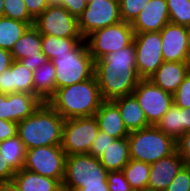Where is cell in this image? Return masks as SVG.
<instances>
[{"mask_svg":"<svg viewBox=\"0 0 190 191\" xmlns=\"http://www.w3.org/2000/svg\"><path fill=\"white\" fill-rule=\"evenodd\" d=\"M94 116L99 130L115 139L128 137L129 132L123 123L120 110L112 100H103Z\"/></svg>","mask_w":190,"mask_h":191,"instance_id":"cell-18","label":"cell"},{"mask_svg":"<svg viewBox=\"0 0 190 191\" xmlns=\"http://www.w3.org/2000/svg\"><path fill=\"white\" fill-rule=\"evenodd\" d=\"M190 131V108H183V134Z\"/></svg>","mask_w":190,"mask_h":191,"instance_id":"cell-48","label":"cell"},{"mask_svg":"<svg viewBox=\"0 0 190 191\" xmlns=\"http://www.w3.org/2000/svg\"><path fill=\"white\" fill-rule=\"evenodd\" d=\"M66 156L61 145L34 147L26 151L23 169L57 179L62 184Z\"/></svg>","mask_w":190,"mask_h":191,"instance_id":"cell-9","label":"cell"},{"mask_svg":"<svg viewBox=\"0 0 190 191\" xmlns=\"http://www.w3.org/2000/svg\"><path fill=\"white\" fill-rule=\"evenodd\" d=\"M0 191H21L14 180L0 183Z\"/></svg>","mask_w":190,"mask_h":191,"instance_id":"cell-47","label":"cell"},{"mask_svg":"<svg viewBox=\"0 0 190 191\" xmlns=\"http://www.w3.org/2000/svg\"><path fill=\"white\" fill-rule=\"evenodd\" d=\"M162 55L165 62H185L189 54L187 46V28L168 23L160 31Z\"/></svg>","mask_w":190,"mask_h":191,"instance_id":"cell-14","label":"cell"},{"mask_svg":"<svg viewBox=\"0 0 190 191\" xmlns=\"http://www.w3.org/2000/svg\"><path fill=\"white\" fill-rule=\"evenodd\" d=\"M184 165L177 150L173 154L151 163L147 190L164 191Z\"/></svg>","mask_w":190,"mask_h":191,"instance_id":"cell-15","label":"cell"},{"mask_svg":"<svg viewBox=\"0 0 190 191\" xmlns=\"http://www.w3.org/2000/svg\"><path fill=\"white\" fill-rule=\"evenodd\" d=\"M31 25L27 22L7 17L0 18V48L11 51L14 44Z\"/></svg>","mask_w":190,"mask_h":191,"instance_id":"cell-27","label":"cell"},{"mask_svg":"<svg viewBox=\"0 0 190 191\" xmlns=\"http://www.w3.org/2000/svg\"><path fill=\"white\" fill-rule=\"evenodd\" d=\"M99 161L107 171H122L130 161L128 138L114 139L99 157Z\"/></svg>","mask_w":190,"mask_h":191,"instance_id":"cell-21","label":"cell"},{"mask_svg":"<svg viewBox=\"0 0 190 191\" xmlns=\"http://www.w3.org/2000/svg\"><path fill=\"white\" fill-rule=\"evenodd\" d=\"M103 101L95 75L76 84L56 89L47 103L64 119L91 117Z\"/></svg>","mask_w":190,"mask_h":191,"instance_id":"cell-2","label":"cell"},{"mask_svg":"<svg viewBox=\"0 0 190 191\" xmlns=\"http://www.w3.org/2000/svg\"><path fill=\"white\" fill-rule=\"evenodd\" d=\"M13 58L9 50L0 48V74L10 68Z\"/></svg>","mask_w":190,"mask_h":191,"instance_id":"cell-44","label":"cell"},{"mask_svg":"<svg viewBox=\"0 0 190 191\" xmlns=\"http://www.w3.org/2000/svg\"><path fill=\"white\" fill-rule=\"evenodd\" d=\"M13 60L24 58L41 57L42 53V34L32 25L24 35L14 44L11 49Z\"/></svg>","mask_w":190,"mask_h":191,"instance_id":"cell-22","label":"cell"},{"mask_svg":"<svg viewBox=\"0 0 190 191\" xmlns=\"http://www.w3.org/2000/svg\"><path fill=\"white\" fill-rule=\"evenodd\" d=\"M26 151L18 135L0 142V154L15 172L24 168Z\"/></svg>","mask_w":190,"mask_h":191,"instance_id":"cell-26","label":"cell"},{"mask_svg":"<svg viewBox=\"0 0 190 191\" xmlns=\"http://www.w3.org/2000/svg\"><path fill=\"white\" fill-rule=\"evenodd\" d=\"M98 131L95 116L65 119L61 147L67 156L88 154Z\"/></svg>","mask_w":190,"mask_h":191,"instance_id":"cell-8","label":"cell"},{"mask_svg":"<svg viewBox=\"0 0 190 191\" xmlns=\"http://www.w3.org/2000/svg\"><path fill=\"white\" fill-rule=\"evenodd\" d=\"M173 102L180 108H190V75H188L183 83L173 94Z\"/></svg>","mask_w":190,"mask_h":191,"instance_id":"cell-36","label":"cell"},{"mask_svg":"<svg viewBox=\"0 0 190 191\" xmlns=\"http://www.w3.org/2000/svg\"><path fill=\"white\" fill-rule=\"evenodd\" d=\"M56 74V89L86 81L94 76L95 61L83 39L69 54L52 60Z\"/></svg>","mask_w":190,"mask_h":191,"instance_id":"cell-5","label":"cell"},{"mask_svg":"<svg viewBox=\"0 0 190 191\" xmlns=\"http://www.w3.org/2000/svg\"><path fill=\"white\" fill-rule=\"evenodd\" d=\"M4 17L34 25L35 20L29 15L24 0H3Z\"/></svg>","mask_w":190,"mask_h":191,"instance_id":"cell-32","label":"cell"},{"mask_svg":"<svg viewBox=\"0 0 190 191\" xmlns=\"http://www.w3.org/2000/svg\"><path fill=\"white\" fill-rule=\"evenodd\" d=\"M186 64H187L188 74L190 75V53L187 56Z\"/></svg>","mask_w":190,"mask_h":191,"instance_id":"cell-52","label":"cell"},{"mask_svg":"<svg viewBox=\"0 0 190 191\" xmlns=\"http://www.w3.org/2000/svg\"><path fill=\"white\" fill-rule=\"evenodd\" d=\"M150 0H123L120 4L122 21L132 23Z\"/></svg>","mask_w":190,"mask_h":191,"instance_id":"cell-33","label":"cell"},{"mask_svg":"<svg viewBox=\"0 0 190 191\" xmlns=\"http://www.w3.org/2000/svg\"><path fill=\"white\" fill-rule=\"evenodd\" d=\"M177 151L185 165H190V131L185 132L177 141Z\"/></svg>","mask_w":190,"mask_h":191,"instance_id":"cell-38","label":"cell"},{"mask_svg":"<svg viewBox=\"0 0 190 191\" xmlns=\"http://www.w3.org/2000/svg\"><path fill=\"white\" fill-rule=\"evenodd\" d=\"M42 35L63 38H83L78 29L77 18L63 6H49L34 22Z\"/></svg>","mask_w":190,"mask_h":191,"instance_id":"cell-13","label":"cell"},{"mask_svg":"<svg viewBox=\"0 0 190 191\" xmlns=\"http://www.w3.org/2000/svg\"><path fill=\"white\" fill-rule=\"evenodd\" d=\"M13 180L21 191H58L62 184L57 179L21 169L15 173Z\"/></svg>","mask_w":190,"mask_h":191,"instance_id":"cell-25","label":"cell"},{"mask_svg":"<svg viewBox=\"0 0 190 191\" xmlns=\"http://www.w3.org/2000/svg\"><path fill=\"white\" fill-rule=\"evenodd\" d=\"M62 6L74 17H78L86 9L85 0H62Z\"/></svg>","mask_w":190,"mask_h":191,"instance_id":"cell-40","label":"cell"},{"mask_svg":"<svg viewBox=\"0 0 190 191\" xmlns=\"http://www.w3.org/2000/svg\"><path fill=\"white\" fill-rule=\"evenodd\" d=\"M42 103L33 94L19 92L9 94V121L19 123L32 115Z\"/></svg>","mask_w":190,"mask_h":191,"instance_id":"cell-24","label":"cell"},{"mask_svg":"<svg viewBox=\"0 0 190 191\" xmlns=\"http://www.w3.org/2000/svg\"><path fill=\"white\" fill-rule=\"evenodd\" d=\"M188 75L185 62L164 61L149 80L162 90L174 94Z\"/></svg>","mask_w":190,"mask_h":191,"instance_id":"cell-19","label":"cell"},{"mask_svg":"<svg viewBox=\"0 0 190 191\" xmlns=\"http://www.w3.org/2000/svg\"><path fill=\"white\" fill-rule=\"evenodd\" d=\"M132 95L144 111L148 123L154 126L174 103L173 94L162 90L149 79H141Z\"/></svg>","mask_w":190,"mask_h":191,"instance_id":"cell-10","label":"cell"},{"mask_svg":"<svg viewBox=\"0 0 190 191\" xmlns=\"http://www.w3.org/2000/svg\"><path fill=\"white\" fill-rule=\"evenodd\" d=\"M86 1V3L88 4V3H90V2H94L95 0H85Z\"/></svg>","mask_w":190,"mask_h":191,"instance_id":"cell-54","label":"cell"},{"mask_svg":"<svg viewBox=\"0 0 190 191\" xmlns=\"http://www.w3.org/2000/svg\"><path fill=\"white\" fill-rule=\"evenodd\" d=\"M135 32L131 23L120 21L116 24L100 28L88 35L85 40L94 61L106 54L120 51L132 44Z\"/></svg>","mask_w":190,"mask_h":191,"instance_id":"cell-7","label":"cell"},{"mask_svg":"<svg viewBox=\"0 0 190 191\" xmlns=\"http://www.w3.org/2000/svg\"><path fill=\"white\" fill-rule=\"evenodd\" d=\"M26 69L36 71L42 64L47 62L46 56L43 54L41 57L24 58L19 60Z\"/></svg>","mask_w":190,"mask_h":191,"instance_id":"cell-43","label":"cell"},{"mask_svg":"<svg viewBox=\"0 0 190 191\" xmlns=\"http://www.w3.org/2000/svg\"><path fill=\"white\" fill-rule=\"evenodd\" d=\"M168 23L167 0H150L131 26L135 33L160 32Z\"/></svg>","mask_w":190,"mask_h":191,"instance_id":"cell-16","label":"cell"},{"mask_svg":"<svg viewBox=\"0 0 190 191\" xmlns=\"http://www.w3.org/2000/svg\"><path fill=\"white\" fill-rule=\"evenodd\" d=\"M34 71L28 70L20 61L13 60L10 68L0 74V92L4 94L28 93L34 95Z\"/></svg>","mask_w":190,"mask_h":191,"instance_id":"cell-17","label":"cell"},{"mask_svg":"<svg viewBox=\"0 0 190 191\" xmlns=\"http://www.w3.org/2000/svg\"><path fill=\"white\" fill-rule=\"evenodd\" d=\"M77 21L79 32L85 39L97 29L122 21L120 4L116 0H95L87 4Z\"/></svg>","mask_w":190,"mask_h":191,"instance_id":"cell-12","label":"cell"},{"mask_svg":"<svg viewBox=\"0 0 190 191\" xmlns=\"http://www.w3.org/2000/svg\"><path fill=\"white\" fill-rule=\"evenodd\" d=\"M127 138L130 159L149 164L177 150L176 141L154 125L130 132Z\"/></svg>","mask_w":190,"mask_h":191,"instance_id":"cell-4","label":"cell"},{"mask_svg":"<svg viewBox=\"0 0 190 191\" xmlns=\"http://www.w3.org/2000/svg\"><path fill=\"white\" fill-rule=\"evenodd\" d=\"M29 15L35 20L48 7L47 0H24Z\"/></svg>","mask_w":190,"mask_h":191,"instance_id":"cell-39","label":"cell"},{"mask_svg":"<svg viewBox=\"0 0 190 191\" xmlns=\"http://www.w3.org/2000/svg\"><path fill=\"white\" fill-rule=\"evenodd\" d=\"M187 28V46H188V51L190 53V25Z\"/></svg>","mask_w":190,"mask_h":191,"instance_id":"cell-50","label":"cell"},{"mask_svg":"<svg viewBox=\"0 0 190 191\" xmlns=\"http://www.w3.org/2000/svg\"><path fill=\"white\" fill-rule=\"evenodd\" d=\"M0 119L9 121V94L0 92Z\"/></svg>","mask_w":190,"mask_h":191,"instance_id":"cell-45","label":"cell"},{"mask_svg":"<svg viewBox=\"0 0 190 191\" xmlns=\"http://www.w3.org/2000/svg\"><path fill=\"white\" fill-rule=\"evenodd\" d=\"M34 95L43 103L47 102L56 91V74L52 61L48 60L34 71Z\"/></svg>","mask_w":190,"mask_h":191,"instance_id":"cell-23","label":"cell"},{"mask_svg":"<svg viewBox=\"0 0 190 191\" xmlns=\"http://www.w3.org/2000/svg\"><path fill=\"white\" fill-rule=\"evenodd\" d=\"M64 122L65 119L44 102L32 115L17 123V135L26 150L61 145Z\"/></svg>","mask_w":190,"mask_h":191,"instance_id":"cell-3","label":"cell"},{"mask_svg":"<svg viewBox=\"0 0 190 191\" xmlns=\"http://www.w3.org/2000/svg\"><path fill=\"white\" fill-rule=\"evenodd\" d=\"M122 172L134 191L147 190L150 164L130 159Z\"/></svg>","mask_w":190,"mask_h":191,"instance_id":"cell-29","label":"cell"},{"mask_svg":"<svg viewBox=\"0 0 190 191\" xmlns=\"http://www.w3.org/2000/svg\"><path fill=\"white\" fill-rule=\"evenodd\" d=\"M84 38H63L42 35V53L52 61L59 55L69 54Z\"/></svg>","mask_w":190,"mask_h":191,"instance_id":"cell-28","label":"cell"},{"mask_svg":"<svg viewBox=\"0 0 190 191\" xmlns=\"http://www.w3.org/2000/svg\"><path fill=\"white\" fill-rule=\"evenodd\" d=\"M107 173L99 158L89 154L69 155L66 156L62 186L69 191H76L82 185H102L107 183Z\"/></svg>","mask_w":190,"mask_h":191,"instance_id":"cell-6","label":"cell"},{"mask_svg":"<svg viewBox=\"0 0 190 191\" xmlns=\"http://www.w3.org/2000/svg\"><path fill=\"white\" fill-rule=\"evenodd\" d=\"M4 17V3L3 0H0V18Z\"/></svg>","mask_w":190,"mask_h":191,"instance_id":"cell-51","label":"cell"},{"mask_svg":"<svg viewBox=\"0 0 190 191\" xmlns=\"http://www.w3.org/2000/svg\"><path fill=\"white\" fill-rule=\"evenodd\" d=\"M15 173L11 166L3 159L2 154H0V183L13 180Z\"/></svg>","mask_w":190,"mask_h":191,"instance_id":"cell-42","label":"cell"},{"mask_svg":"<svg viewBox=\"0 0 190 191\" xmlns=\"http://www.w3.org/2000/svg\"><path fill=\"white\" fill-rule=\"evenodd\" d=\"M76 191H109V188L108 183H102V185H82Z\"/></svg>","mask_w":190,"mask_h":191,"instance_id":"cell-46","label":"cell"},{"mask_svg":"<svg viewBox=\"0 0 190 191\" xmlns=\"http://www.w3.org/2000/svg\"><path fill=\"white\" fill-rule=\"evenodd\" d=\"M49 6H62V0H47Z\"/></svg>","mask_w":190,"mask_h":191,"instance_id":"cell-49","label":"cell"},{"mask_svg":"<svg viewBox=\"0 0 190 191\" xmlns=\"http://www.w3.org/2000/svg\"><path fill=\"white\" fill-rule=\"evenodd\" d=\"M112 101L118 106L123 123L129 133L151 126L144 111L132 94Z\"/></svg>","mask_w":190,"mask_h":191,"instance_id":"cell-20","label":"cell"},{"mask_svg":"<svg viewBox=\"0 0 190 191\" xmlns=\"http://www.w3.org/2000/svg\"><path fill=\"white\" fill-rule=\"evenodd\" d=\"M164 191H190V167L184 165Z\"/></svg>","mask_w":190,"mask_h":191,"instance_id":"cell-34","label":"cell"},{"mask_svg":"<svg viewBox=\"0 0 190 191\" xmlns=\"http://www.w3.org/2000/svg\"><path fill=\"white\" fill-rule=\"evenodd\" d=\"M114 139L115 138L99 130L97 136L92 142L88 154L95 158H99Z\"/></svg>","mask_w":190,"mask_h":191,"instance_id":"cell-37","label":"cell"},{"mask_svg":"<svg viewBox=\"0 0 190 191\" xmlns=\"http://www.w3.org/2000/svg\"><path fill=\"white\" fill-rule=\"evenodd\" d=\"M170 23L188 27L190 25V0H167Z\"/></svg>","mask_w":190,"mask_h":191,"instance_id":"cell-31","label":"cell"},{"mask_svg":"<svg viewBox=\"0 0 190 191\" xmlns=\"http://www.w3.org/2000/svg\"><path fill=\"white\" fill-rule=\"evenodd\" d=\"M107 183L109 191H134L122 171H108Z\"/></svg>","mask_w":190,"mask_h":191,"instance_id":"cell-35","label":"cell"},{"mask_svg":"<svg viewBox=\"0 0 190 191\" xmlns=\"http://www.w3.org/2000/svg\"><path fill=\"white\" fill-rule=\"evenodd\" d=\"M58 191H69V190L65 189V188L62 186Z\"/></svg>","mask_w":190,"mask_h":191,"instance_id":"cell-53","label":"cell"},{"mask_svg":"<svg viewBox=\"0 0 190 191\" xmlns=\"http://www.w3.org/2000/svg\"><path fill=\"white\" fill-rule=\"evenodd\" d=\"M17 135V123L0 119V142Z\"/></svg>","mask_w":190,"mask_h":191,"instance_id":"cell-41","label":"cell"},{"mask_svg":"<svg viewBox=\"0 0 190 191\" xmlns=\"http://www.w3.org/2000/svg\"><path fill=\"white\" fill-rule=\"evenodd\" d=\"M94 75L103 100L131 95L141 80L136 67L134 42L96 60Z\"/></svg>","mask_w":190,"mask_h":191,"instance_id":"cell-1","label":"cell"},{"mask_svg":"<svg viewBox=\"0 0 190 191\" xmlns=\"http://www.w3.org/2000/svg\"><path fill=\"white\" fill-rule=\"evenodd\" d=\"M156 127L177 141L183 135V108L173 103Z\"/></svg>","mask_w":190,"mask_h":191,"instance_id":"cell-30","label":"cell"},{"mask_svg":"<svg viewBox=\"0 0 190 191\" xmlns=\"http://www.w3.org/2000/svg\"><path fill=\"white\" fill-rule=\"evenodd\" d=\"M136 67L141 79H149L164 62L160 32L135 33Z\"/></svg>","mask_w":190,"mask_h":191,"instance_id":"cell-11","label":"cell"}]
</instances>
